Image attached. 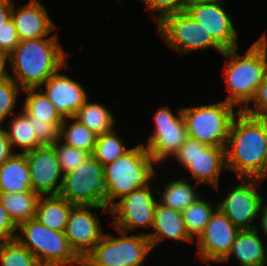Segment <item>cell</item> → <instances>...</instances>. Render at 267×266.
<instances>
[{
	"label": "cell",
	"mask_w": 267,
	"mask_h": 266,
	"mask_svg": "<svg viewBox=\"0 0 267 266\" xmlns=\"http://www.w3.org/2000/svg\"><path fill=\"white\" fill-rule=\"evenodd\" d=\"M210 1H223V0H189V3L210 2Z\"/></svg>",
	"instance_id": "obj_44"
},
{
	"label": "cell",
	"mask_w": 267,
	"mask_h": 266,
	"mask_svg": "<svg viewBox=\"0 0 267 266\" xmlns=\"http://www.w3.org/2000/svg\"><path fill=\"white\" fill-rule=\"evenodd\" d=\"M145 235L149 238L152 249L164 238L177 242H195L185 230L182 212L166 207L160 204L159 201H157L154 209L152 231L145 233Z\"/></svg>",
	"instance_id": "obj_20"
},
{
	"label": "cell",
	"mask_w": 267,
	"mask_h": 266,
	"mask_svg": "<svg viewBox=\"0 0 267 266\" xmlns=\"http://www.w3.org/2000/svg\"><path fill=\"white\" fill-rule=\"evenodd\" d=\"M14 150L9 142L6 132L2 125H0V164L14 155Z\"/></svg>",
	"instance_id": "obj_40"
},
{
	"label": "cell",
	"mask_w": 267,
	"mask_h": 266,
	"mask_svg": "<svg viewBox=\"0 0 267 266\" xmlns=\"http://www.w3.org/2000/svg\"><path fill=\"white\" fill-rule=\"evenodd\" d=\"M58 37L21 40L9 55L10 77L22 88H39L57 71L68 67V53Z\"/></svg>",
	"instance_id": "obj_2"
},
{
	"label": "cell",
	"mask_w": 267,
	"mask_h": 266,
	"mask_svg": "<svg viewBox=\"0 0 267 266\" xmlns=\"http://www.w3.org/2000/svg\"><path fill=\"white\" fill-rule=\"evenodd\" d=\"M222 56L226 60L222 72L229 91L224 101L244 111L267 74V36L261 35L243 56L238 48L226 50Z\"/></svg>",
	"instance_id": "obj_3"
},
{
	"label": "cell",
	"mask_w": 267,
	"mask_h": 266,
	"mask_svg": "<svg viewBox=\"0 0 267 266\" xmlns=\"http://www.w3.org/2000/svg\"><path fill=\"white\" fill-rule=\"evenodd\" d=\"M68 120H74L67 123ZM97 135L88 129L84 124L80 123L74 117L65 118L60 126L59 139L61 142L89 152L91 155L94 151Z\"/></svg>",
	"instance_id": "obj_29"
},
{
	"label": "cell",
	"mask_w": 267,
	"mask_h": 266,
	"mask_svg": "<svg viewBox=\"0 0 267 266\" xmlns=\"http://www.w3.org/2000/svg\"><path fill=\"white\" fill-rule=\"evenodd\" d=\"M22 91L26 93L22 110L29 117L36 118V121L46 123H63L64 119L39 88H27Z\"/></svg>",
	"instance_id": "obj_27"
},
{
	"label": "cell",
	"mask_w": 267,
	"mask_h": 266,
	"mask_svg": "<svg viewBox=\"0 0 267 266\" xmlns=\"http://www.w3.org/2000/svg\"><path fill=\"white\" fill-rule=\"evenodd\" d=\"M7 126L4 130L13 150L17 146L22 149L21 153L25 154L42 147L35 134L33 124H30V117L23 110L20 111V114L14 116ZM7 128L9 129L7 130Z\"/></svg>",
	"instance_id": "obj_25"
},
{
	"label": "cell",
	"mask_w": 267,
	"mask_h": 266,
	"mask_svg": "<svg viewBox=\"0 0 267 266\" xmlns=\"http://www.w3.org/2000/svg\"><path fill=\"white\" fill-rule=\"evenodd\" d=\"M92 209L110 212V209L104 206L75 205L70 211L65 230L71 249L82 261L104 235L100 219Z\"/></svg>",
	"instance_id": "obj_14"
},
{
	"label": "cell",
	"mask_w": 267,
	"mask_h": 266,
	"mask_svg": "<svg viewBox=\"0 0 267 266\" xmlns=\"http://www.w3.org/2000/svg\"><path fill=\"white\" fill-rule=\"evenodd\" d=\"M238 180L243 181L232 188L226 198L218 203L217 208L239 230L256 229L253 221L259 217L264 200L257 190V185L259 186L263 180L256 178H238Z\"/></svg>",
	"instance_id": "obj_12"
},
{
	"label": "cell",
	"mask_w": 267,
	"mask_h": 266,
	"mask_svg": "<svg viewBox=\"0 0 267 266\" xmlns=\"http://www.w3.org/2000/svg\"><path fill=\"white\" fill-rule=\"evenodd\" d=\"M186 12L202 25L224 51L238 48L232 17L222 7V1L189 3Z\"/></svg>",
	"instance_id": "obj_15"
},
{
	"label": "cell",
	"mask_w": 267,
	"mask_h": 266,
	"mask_svg": "<svg viewBox=\"0 0 267 266\" xmlns=\"http://www.w3.org/2000/svg\"><path fill=\"white\" fill-rule=\"evenodd\" d=\"M0 262L2 266H41L17 239L0 242Z\"/></svg>",
	"instance_id": "obj_32"
},
{
	"label": "cell",
	"mask_w": 267,
	"mask_h": 266,
	"mask_svg": "<svg viewBox=\"0 0 267 266\" xmlns=\"http://www.w3.org/2000/svg\"><path fill=\"white\" fill-rule=\"evenodd\" d=\"M130 149L123 144V141L114 130L97 136L92 155L105 166L121 157Z\"/></svg>",
	"instance_id": "obj_31"
},
{
	"label": "cell",
	"mask_w": 267,
	"mask_h": 266,
	"mask_svg": "<svg viewBox=\"0 0 267 266\" xmlns=\"http://www.w3.org/2000/svg\"><path fill=\"white\" fill-rule=\"evenodd\" d=\"M122 236L105 234L93 250L83 259L82 266H142L153 250L149 238L142 232Z\"/></svg>",
	"instance_id": "obj_7"
},
{
	"label": "cell",
	"mask_w": 267,
	"mask_h": 266,
	"mask_svg": "<svg viewBox=\"0 0 267 266\" xmlns=\"http://www.w3.org/2000/svg\"><path fill=\"white\" fill-rule=\"evenodd\" d=\"M157 29L163 42L177 54L206 50L208 47H213L221 54L224 52L202 25L186 11L165 17L157 24Z\"/></svg>",
	"instance_id": "obj_10"
},
{
	"label": "cell",
	"mask_w": 267,
	"mask_h": 266,
	"mask_svg": "<svg viewBox=\"0 0 267 266\" xmlns=\"http://www.w3.org/2000/svg\"><path fill=\"white\" fill-rule=\"evenodd\" d=\"M226 168L238 178H267V118L239 111L225 147Z\"/></svg>",
	"instance_id": "obj_1"
},
{
	"label": "cell",
	"mask_w": 267,
	"mask_h": 266,
	"mask_svg": "<svg viewBox=\"0 0 267 266\" xmlns=\"http://www.w3.org/2000/svg\"><path fill=\"white\" fill-rule=\"evenodd\" d=\"M267 245V244H266ZM267 263V250H266V258H265V264Z\"/></svg>",
	"instance_id": "obj_46"
},
{
	"label": "cell",
	"mask_w": 267,
	"mask_h": 266,
	"mask_svg": "<svg viewBox=\"0 0 267 266\" xmlns=\"http://www.w3.org/2000/svg\"><path fill=\"white\" fill-rule=\"evenodd\" d=\"M13 0H0V5H3V4H13Z\"/></svg>",
	"instance_id": "obj_45"
},
{
	"label": "cell",
	"mask_w": 267,
	"mask_h": 266,
	"mask_svg": "<svg viewBox=\"0 0 267 266\" xmlns=\"http://www.w3.org/2000/svg\"><path fill=\"white\" fill-rule=\"evenodd\" d=\"M227 102L181 108L187 136L208 146L226 147L230 127L239 110Z\"/></svg>",
	"instance_id": "obj_6"
},
{
	"label": "cell",
	"mask_w": 267,
	"mask_h": 266,
	"mask_svg": "<svg viewBox=\"0 0 267 266\" xmlns=\"http://www.w3.org/2000/svg\"><path fill=\"white\" fill-rule=\"evenodd\" d=\"M18 226L0 203V242L16 239Z\"/></svg>",
	"instance_id": "obj_39"
},
{
	"label": "cell",
	"mask_w": 267,
	"mask_h": 266,
	"mask_svg": "<svg viewBox=\"0 0 267 266\" xmlns=\"http://www.w3.org/2000/svg\"><path fill=\"white\" fill-rule=\"evenodd\" d=\"M20 42L13 19L10 18L0 27V49L9 55Z\"/></svg>",
	"instance_id": "obj_37"
},
{
	"label": "cell",
	"mask_w": 267,
	"mask_h": 266,
	"mask_svg": "<svg viewBox=\"0 0 267 266\" xmlns=\"http://www.w3.org/2000/svg\"><path fill=\"white\" fill-rule=\"evenodd\" d=\"M57 71L39 89L55 106L60 116L72 118L88 100V94L80 83Z\"/></svg>",
	"instance_id": "obj_18"
},
{
	"label": "cell",
	"mask_w": 267,
	"mask_h": 266,
	"mask_svg": "<svg viewBox=\"0 0 267 266\" xmlns=\"http://www.w3.org/2000/svg\"><path fill=\"white\" fill-rule=\"evenodd\" d=\"M32 191L30 168L25 154L15 153L0 164V193Z\"/></svg>",
	"instance_id": "obj_22"
},
{
	"label": "cell",
	"mask_w": 267,
	"mask_h": 266,
	"mask_svg": "<svg viewBox=\"0 0 267 266\" xmlns=\"http://www.w3.org/2000/svg\"><path fill=\"white\" fill-rule=\"evenodd\" d=\"M25 156L30 168L32 191L40 196L58 195L63 174L54 147L42 146L25 153Z\"/></svg>",
	"instance_id": "obj_17"
},
{
	"label": "cell",
	"mask_w": 267,
	"mask_h": 266,
	"mask_svg": "<svg viewBox=\"0 0 267 266\" xmlns=\"http://www.w3.org/2000/svg\"><path fill=\"white\" fill-rule=\"evenodd\" d=\"M252 102L254 106H248L244 111L253 116L267 118V74L259 85Z\"/></svg>",
	"instance_id": "obj_38"
},
{
	"label": "cell",
	"mask_w": 267,
	"mask_h": 266,
	"mask_svg": "<svg viewBox=\"0 0 267 266\" xmlns=\"http://www.w3.org/2000/svg\"><path fill=\"white\" fill-rule=\"evenodd\" d=\"M74 118L93 131L97 136L109 133L114 129V116L101 103H90L87 100L76 112Z\"/></svg>",
	"instance_id": "obj_28"
},
{
	"label": "cell",
	"mask_w": 267,
	"mask_h": 266,
	"mask_svg": "<svg viewBox=\"0 0 267 266\" xmlns=\"http://www.w3.org/2000/svg\"><path fill=\"white\" fill-rule=\"evenodd\" d=\"M58 195L73 205L106 207L104 166L90 155L78 168L63 176Z\"/></svg>",
	"instance_id": "obj_8"
},
{
	"label": "cell",
	"mask_w": 267,
	"mask_h": 266,
	"mask_svg": "<svg viewBox=\"0 0 267 266\" xmlns=\"http://www.w3.org/2000/svg\"><path fill=\"white\" fill-rule=\"evenodd\" d=\"M8 63H10L9 54L0 49V81L9 78L11 75L6 69Z\"/></svg>",
	"instance_id": "obj_41"
},
{
	"label": "cell",
	"mask_w": 267,
	"mask_h": 266,
	"mask_svg": "<svg viewBox=\"0 0 267 266\" xmlns=\"http://www.w3.org/2000/svg\"><path fill=\"white\" fill-rule=\"evenodd\" d=\"M264 200L262 202L261 208H260V216H261V228L263 230V235L267 236V204L263 205Z\"/></svg>",
	"instance_id": "obj_43"
},
{
	"label": "cell",
	"mask_w": 267,
	"mask_h": 266,
	"mask_svg": "<svg viewBox=\"0 0 267 266\" xmlns=\"http://www.w3.org/2000/svg\"><path fill=\"white\" fill-rule=\"evenodd\" d=\"M22 88L11 78L0 81V125L10 116L16 107L17 95Z\"/></svg>",
	"instance_id": "obj_34"
},
{
	"label": "cell",
	"mask_w": 267,
	"mask_h": 266,
	"mask_svg": "<svg viewBox=\"0 0 267 266\" xmlns=\"http://www.w3.org/2000/svg\"><path fill=\"white\" fill-rule=\"evenodd\" d=\"M154 165L143 143L105 165L106 207L110 209L123 196L149 184L155 176Z\"/></svg>",
	"instance_id": "obj_4"
},
{
	"label": "cell",
	"mask_w": 267,
	"mask_h": 266,
	"mask_svg": "<svg viewBox=\"0 0 267 266\" xmlns=\"http://www.w3.org/2000/svg\"><path fill=\"white\" fill-rule=\"evenodd\" d=\"M217 209L207 200L199 197L194 203L182 211L185 230L188 236L194 241L204 232L211 215Z\"/></svg>",
	"instance_id": "obj_30"
},
{
	"label": "cell",
	"mask_w": 267,
	"mask_h": 266,
	"mask_svg": "<svg viewBox=\"0 0 267 266\" xmlns=\"http://www.w3.org/2000/svg\"><path fill=\"white\" fill-rule=\"evenodd\" d=\"M74 206L59 195L40 196L35 218L51 230L65 232L68 216Z\"/></svg>",
	"instance_id": "obj_23"
},
{
	"label": "cell",
	"mask_w": 267,
	"mask_h": 266,
	"mask_svg": "<svg viewBox=\"0 0 267 266\" xmlns=\"http://www.w3.org/2000/svg\"><path fill=\"white\" fill-rule=\"evenodd\" d=\"M260 238L258 229L240 230L230 252L221 262H228L231 256L239 261L241 266H266L267 245Z\"/></svg>",
	"instance_id": "obj_21"
},
{
	"label": "cell",
	"mask_w": 267,
	"mask_h": 266,
	"mask_svg": "<svg viewBox=\"0 0 267 266\" xmlns=\"http://www.w3.org/2000/svg\"><path fill=\"white\" fill-rule=\"evenodd\" d=\"M61 172L64 175L71 173L79 167L91 154L81 149L61 143L58 139L53 145Z\"/></svg>",
	"instance_id": "obj_33"
},
{
	"label": "cell",
	"mask_w": 267,
	"mask_h": 266,
	"mask_svg": "<svg viewBox=\"0 0 267 266\" xmlns=\"http://www.w3.org/2000/svg\"><path fill=\"white\" fill-rule=\"evenodd\" d=\"M39 198L33 191L0 193V203L17 226L35 218Z\"/></svg>",
	"instance_id": "obj_24"
},
{
	"label": "cell",
	"mask_w": 267,
	"mask_h": 266,
	"mask_svg": "<svg viewBox=\"0 0 267 266\" xmlns=\"http://www.w3.org/2000/svg\"><path fill=\"white\" fill-rule=\"evenodd\" d=\"M191 184L184 180V177L180 180L169 181L164 186L162 193L159 190L156 191V194L160 195V199L157 201L166 207L182 212L200 197L196 190L199 184H196L195 187Z\"/></svg>",
	"instance_id": "obj_26"
},
{
	"label": "cell",
	"mask_w": 267,
	"mask_h": 266,
	"mask_svg": "<svg viewBox=\"0 0 267 266\" xmlns=\"http://www.w3.org/2000/svg\"><path fill=\"white\" fill-rule=\"evenodd\" d=\"M151 13L158 12L160 16L156 19L157 24L165 17L181 12H185L189 0H142Z\"/></svg>",
	"instance_id": "obj_35"
},
{
	"label": "cell",
	"mask_w": 267,
	"mask_h": 266,
	"mask_svg": "<svg viewBox=\"0 0 267 266\" xmlns=\"http://www.w3.org/2000/svg\"><path fill=\"white\" fill-rule=\"evenodd\" d=\"M240 230L218 208L211 215L204 232L196 240L203 263L221 262L230 252Z\"/></svg>",
	"instance_id": "obj_16"
},
{
	"label": "cell",
	"mask_w": 267,
	"mask_h": 266,
	"mask_svg": "<svg viewBox=\"0 0 267 266\" xmlns=\"http://www.w3.org/2000/svg\"><path fill=\"white\" fill-rule=\"evenodd\" d=\"M35 134L42 146H52L58 139L62 123H46L30 117Z\"/></svg>",
	"instance_id": "obj_36"
},
{
	"label": "cell",
	"mask_w": 267,
	"mask_h": 266,
	"mask_svg": "<svg viewBox=\"0 0 267 266\" xmlns=\"http://www.w3.org/2000/svg\"><path fill=\"white\" fill-rule=\"evenodd\" d=\"M13 4L0 5V27L11 18Z\"/></svg>",
	"instance_id": "obj_42"
},
{
	"label": "cell",
	"mask_w": 267,
	"mask_h": 266,
	"mask_svg": "<svg viewBox=\"0 0 267 266\" xmlns=\"http://www.w3.org/2000/svg\"><path fill=\"white\" fill-rule=\"evenodd\" d=\"M178 116L169 107L159 108L154 115V130L148 138L147 149L155 164L174 156L179 147L186 141L187 129L181 108Z\"/></svg>",
	"instance_id": "obj_11"
},
{
	"label": "cell",
	"mask_w": 267,
	"mask_h": 266,
	"mask_svg": "<svg viewBox=\"0 0 267 266\" xmlns=\"http://www.w3.org/2000/svg\"><path fill=\"white\" fill-rule=\"evenodd\" d=\"M11 18L15 24L19 40L58 37L48 36L56 28L46 7L38 0H30L23 7L15 8L13 3Z\"/></svg>",
	"instance_id": "obj_19"
},
{
	"label": "cell",
	"mask_w": 267,
	"mask_h": 266,
	"mask_svg": "<svg viewBox=\"0 0 267 266\" xmlns=\"http://www.w3.org/2000/svg\"><path fill=\"white\" fill-rule=\"evenodd\" d=\"M196 180L195 184L219 185L221 172L227 171L225 148L208 146L187 138L173 156Z\"/></svg>",
	"instance_id": "obj_9"
},
{
	"label": "cell",
	"mask_w": 267,
	"mask_h": 266,
	"mask_svg": "<svg viewBox=\"0 0 267 266\" xmlns=\"http://www.w3.org/2000/svg\"><path fill=\"white\" fill-rule=\"evenodd\" d=\"M150 184L151 182L133 190L110 208V213L114 216L112 224L116 230L128 233L140 227L152 228L158 198L153 195L155 191L151 192Z\"/></svg>",
	"instance_id": "obj_13"
},
{
	"label": "cell",
	"mask_w": 267,
	"mask_h": 266,
	"mask_svg": "<svg viewBox=\"0 0 267 266\" xmlns=\"http://www.w3.org/2000/svg\"><path fill=\"white\" fill-rule=\"evenodd\" d=\"M16 239L38 260L41 266H82L71 249L65 232L51 230L32 218L18 226ZM23 234V235H22Z\"/></svg>",
	"instance_id": "obj_5"
}]
</instances>
